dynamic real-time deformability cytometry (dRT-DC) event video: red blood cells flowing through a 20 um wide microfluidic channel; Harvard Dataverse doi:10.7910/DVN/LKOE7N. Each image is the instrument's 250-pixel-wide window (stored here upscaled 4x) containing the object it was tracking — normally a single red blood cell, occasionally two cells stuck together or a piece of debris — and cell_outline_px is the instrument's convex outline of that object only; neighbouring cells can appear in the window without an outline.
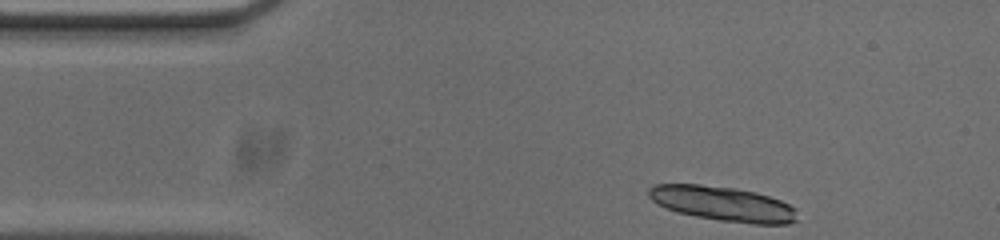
{"species": "common noctule bat (a hibernating species)", "species_latin": "Nyctalus noctula", "temperature_condition": "cold", "stored_images_in_passage": 23, "camera_frame_rate_fps": 3000, "um_per_image_px": 0.085, "animal": {"sex": "male", "body_mass_g": 20.0, "forearm_length_mm": 53.3}, "frame": {"image": 1, "passage_image": 1, "time_ms": 0.0, "image_size_px": [1000, 240], "cell_outline_px": [[796, 220], [788, 224], [752, 224], [720, 220], [696, 216], [676, 212], [652, 200], [648, 196], [648, 188], [656, 184], [700, 184], [736, 188], [756, 192], [780, 200], [796, 208]], "centroid_in_image_um": [61.45, 17.31], "position_along_channel_um": 23.5, "area_um2": 29.94}}
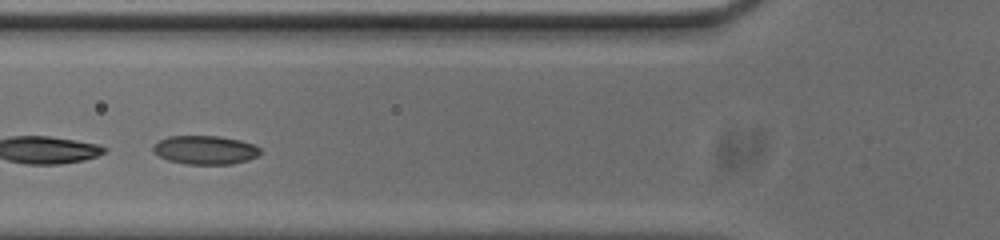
{"frame": {"image": 2, "passage_image": 13, "time_ms": 4.0, "image_size_px": [1000, 240], "cell_outline_px": [[260, 152], [256, 156], [248, 160], [232, 164], [184, 164], [168, 160], [152, 152], [152, 144], [168, 136], [220, 136], [240, 140], [256, 144], [260, 148]], "centroid_in_image_um": [17.42, 12.74], "position_along_channel_um": 108.4, "area_um2": 18.09}}